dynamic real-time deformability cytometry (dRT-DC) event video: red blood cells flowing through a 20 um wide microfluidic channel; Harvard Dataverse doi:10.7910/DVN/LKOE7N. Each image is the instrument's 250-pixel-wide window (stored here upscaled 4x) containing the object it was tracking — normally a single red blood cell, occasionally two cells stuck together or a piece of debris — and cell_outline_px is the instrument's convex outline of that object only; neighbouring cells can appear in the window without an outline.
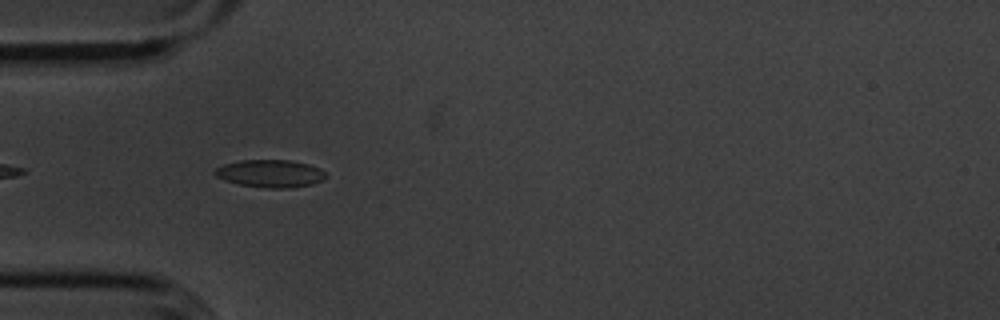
{"species": "common noctule bat (a hibernating species)", "species_latin": "Nyctalus noctula", "temperature_condition": "cold", "stored_images_in_passage": 15, "camera_frame_rate_fps": 3000, "um_per_image_px": 0.085, "animal": {"sex": "male", "body_mass_g": 20.1, "forearm_length_mm": 53.5}, "frame": {"image": 1, "passage_image": 3, "time_ms": 0.667, "image_size_px": [1000, 320], "cell_outline_px": [[328, 176], [312, 184], [288, 188], [268, 188], [240, 184], [224, 180], [216, 176], [212, 172], [216, 168], [224, 164], [240, 160], [288, 160], [308, 164], [320, 168]], "centroid_in_image_um": [22.95, 14.74], "position_along_channel_um": 62.0, "area_um2": 17.74}}